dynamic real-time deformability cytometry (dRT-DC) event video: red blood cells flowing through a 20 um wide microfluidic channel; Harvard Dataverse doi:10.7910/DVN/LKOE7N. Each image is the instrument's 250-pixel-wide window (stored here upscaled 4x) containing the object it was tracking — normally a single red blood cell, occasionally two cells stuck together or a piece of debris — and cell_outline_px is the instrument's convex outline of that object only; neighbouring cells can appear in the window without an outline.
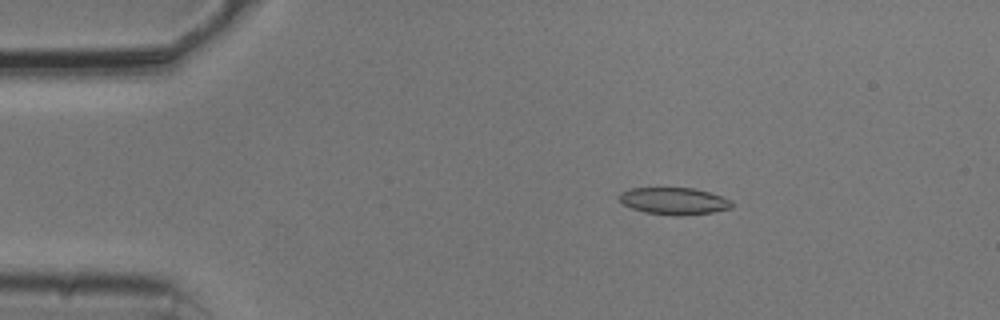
{"species": "common noctule bat (a hibernating species)", "species_latin": "Nyctalus noctula", "temperature_condition": "cold", "stored_images_in_passage": 45, "camera_frame_rate_fps": 3000, "um_per_image_px": 0.085, "animal": {"sex": "male", "body_mass_g": 20.5, "forearm_length_mm": 52.5}, "frame": {"image": 1, "passage_image": 1, "time_ms": 0.0, "image_size_px": [1000, 320], "cell_outline_px": [[732, 208], [712, 212], [684, 216], [672, 216], [644, 212], [632, 208], [624, 204], [620, 200], [620, 192], [632, 188], [692, 188], [708, 192], [732, 200]], "centroid_in_image_um": [57.3, 17.1], "position_along_channel_um": 27.7, "area_um2": 17.69}}
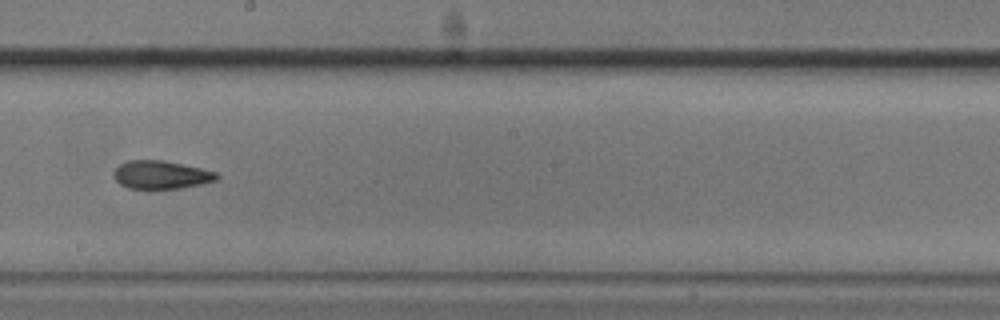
{"frame": {"image": 2, "passage_image": 22, "time_ms": 7.0, "image_size_px": [1000, 320], "cell_outline_px": [[220, 176], [216, 180], [204, 184], [180, 188], [128, 188], [120, 184], [112, 176], [116, 168], [120, 164], [128, 160], [164, 160], [200, 168], [216, 172]], "centroid_in_image_um": [13.7, 14.85], "position_along_channel_um": 234.5, "area_um2": 16.88}}
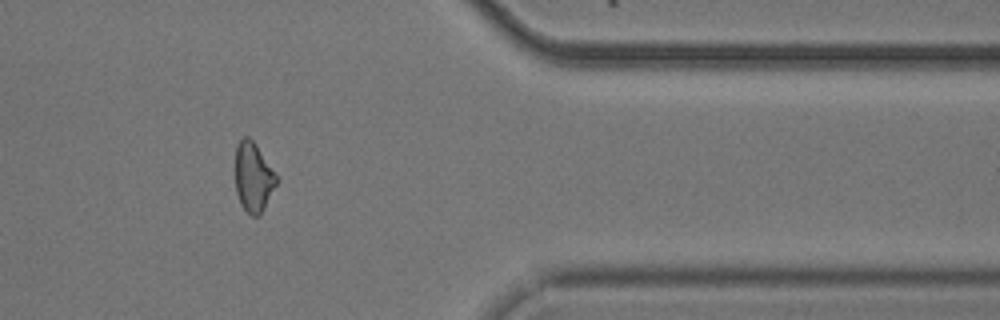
{"frame": {"image": 3, "passage_image": 36, "time_ms": 11.667, "image_size_px": [1000, 320], "cell_outline_px": [[276, 184], [260, 216], [252, 216], [240, 204], [236, 192], [236, 144], [244, 136], [248, 136], [256, 144], [276, 176]], "centroid_in_image_um": [21.5, 15.06], "position_along_channel_um": 389.9, "area_um2": 16.3}, "authors_computed_cell_mechanics": {"area_um2": 17.34, "velocity_mm_per_s": 3.7495, "shape_relaxation_time_tau1_ms": null, "shape_relaxation_time_tau2_ms": 3.1852, "deformation_change_tau1": null, "deformation_change_tau2": 0.0878}}